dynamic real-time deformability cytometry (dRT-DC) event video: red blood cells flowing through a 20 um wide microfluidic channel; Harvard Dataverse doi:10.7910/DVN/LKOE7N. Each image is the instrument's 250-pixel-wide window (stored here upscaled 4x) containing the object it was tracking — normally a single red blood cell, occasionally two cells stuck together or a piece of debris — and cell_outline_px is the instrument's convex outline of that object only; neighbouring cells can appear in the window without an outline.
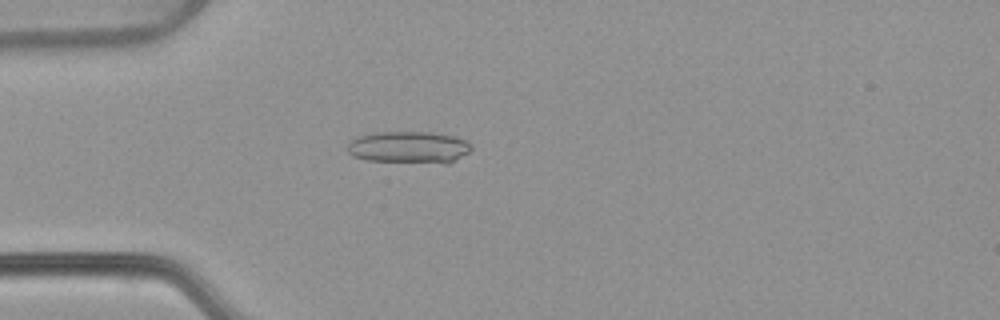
{"species": "common noctule bat (a hibernating species)", "species_latin": "Nyctalus noctula", "temperature_condition": "warm", "stored_images_in_passage": 54, "camera_frame_rate_fps": 3000, "um_per_image_px": 0.085, "animal": {"sex": "female", "body_mass_g": 22.7, "forearm_length_mm": 54.2}, "frame": {"image": 1, "passage_image": 16, "time_ms": 5.0, "image_size_px": [1000, 320], "cell_outline_px": [[472, 148], [468, 152], [456, 160], [448, 164], [444, 164], [368, 160], [352, 156], [348, 152], [348, 144], [352, 140], [360, 136], [376, 132], [428, 132], [452, 136], [468, 140], [472, 144]], "centroid_in_image_um": [34.8, 12.53], "position_along_channel_um": 50.2, "area_um2": 23.18}}
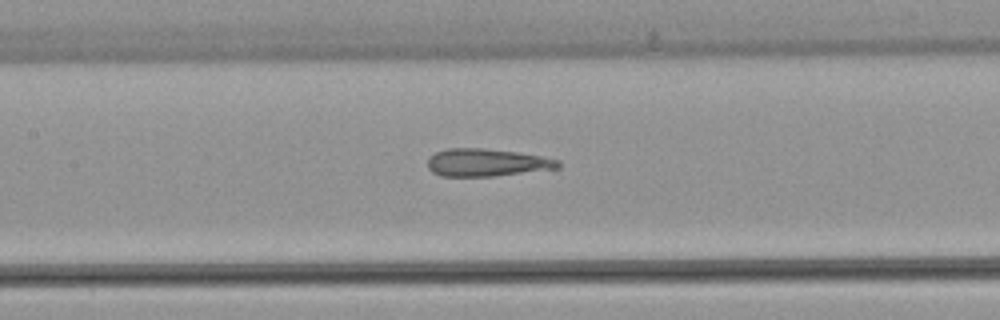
{"frame": {"image": 2, "passage_image": 26, "time_ms": 8.333, "image_size_px": [1000, 320], "cell_outline_px": [[560, 168], [492, 176], [440, 176], [432, 172], [428, 168], [428, 156], [436, 152], [448, 148], [484, 148], [520, 152], [560, 160]], "centroid_in_image_um": [41.36, 13.81], "position_along_channel_um": 166.0, "area_um2": 21.1}}
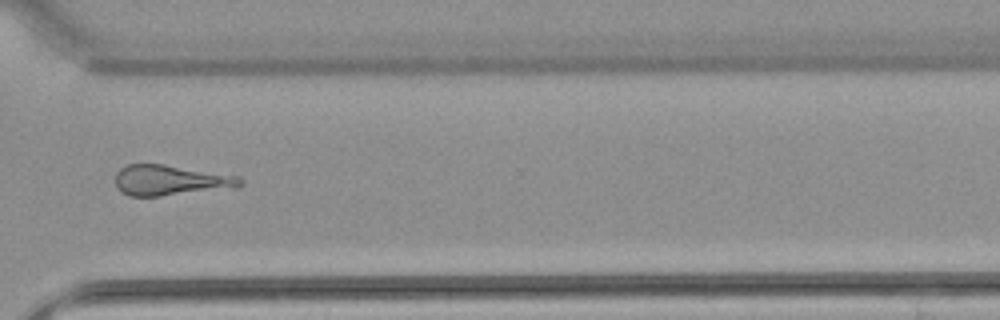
{"frame": {"image": 3, "passage_image": 41, "time_ms": 13.333, "image_size_px": [1000, 320], "cell_outline_px": [[244, 184], [236, 188], [160, 196], [128, 196], [120, 192], [116, 188], [116, 172], [120, 168], [128, 164], [164, 164], [240, 176], [244, 180]], "centroid_in_image_um": [14.52, 15.33], "position_along_channel_um": 356.1, "area_um2": 22.54}}